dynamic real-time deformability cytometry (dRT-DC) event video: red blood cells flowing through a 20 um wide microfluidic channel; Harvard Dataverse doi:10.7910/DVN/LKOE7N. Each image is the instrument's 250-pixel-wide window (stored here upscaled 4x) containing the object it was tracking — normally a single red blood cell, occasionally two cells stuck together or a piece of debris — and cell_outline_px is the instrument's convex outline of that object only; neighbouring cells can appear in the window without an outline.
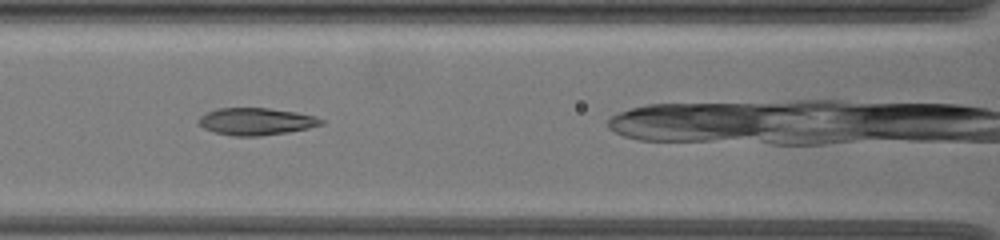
{"species": "common noctule bat (a hibernating species)", "species_latin": "Nyctalus noctula", "temperature_condition": "warm", "stored_images_in_passage": 29, "camera_frame_rate_fps": 3000, "um_per_image_px": 0.085, "animal": {"sex": "female", "body_mass_g": 19.5, "forearm_length_mm": 54.1}, "frame": {"image": 1, "passage_image": 5, "time_ms": 1.333, "image_size_px": [1000, 240], "cell_outline_px": [[324, 124], [308, 128], [288, 132], [260, 136], [232, 136], [212, 132], [196, 124], [196, 120], [200, 116], [216, 108], [268, 108], [296, 112], [316, 116], [324, 120]], "centroid_in_image_um": [21.73, 10.33], "position_along_channel_um": 144.9, "area_um2": 19.65}, "authors_computed_cell_mechanics": {"area_um2": 19.4786, "velocity_mm_per_s": 3.5664, "shape_relaxation_time_tau1_ms": null, "shape_relaxation_time_tau2_ms": 1.5729, "deformation_change_tau1": null, "deformation_change_tau2": 0.0689}}